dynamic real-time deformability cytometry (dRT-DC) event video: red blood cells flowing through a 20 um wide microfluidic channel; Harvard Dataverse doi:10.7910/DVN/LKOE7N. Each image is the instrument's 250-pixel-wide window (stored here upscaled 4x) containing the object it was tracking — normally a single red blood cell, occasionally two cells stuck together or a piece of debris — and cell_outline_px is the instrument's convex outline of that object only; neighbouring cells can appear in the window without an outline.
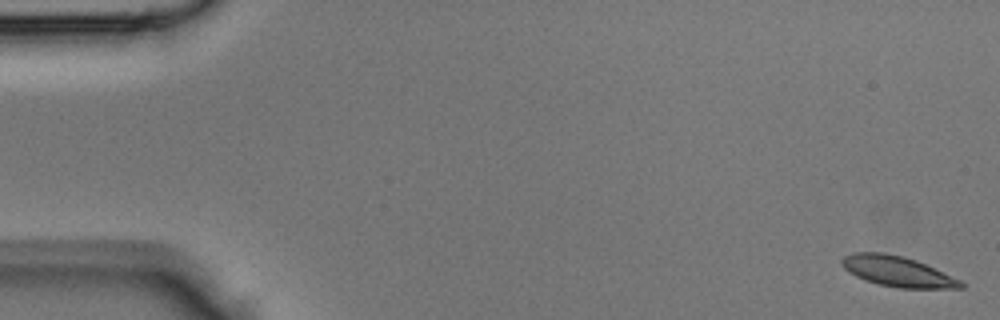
{"species": "Egyptian fruit bat (a non-hibernating species)", "species_latin": "Rousettus aegyptiacus", "temperature_condition": "room temperature", "stored_images_in_passage": 44, "camera_frame_rate_fps": 3000, "um_per_image_px": 0.085, "animal": {"sex": "male"}, "frame": {"image": 1, "passage_image": 1, "time_ms": 0.0, "image_size_px": [1000, 320], "cell_outline_px": [[964, 288], [900, 288], [880, 284], [856, 276], [844, 268], [840, 264], [840, 260], [844, 256], [852, 252], [884, 252], [904, 256], [916, 260], [960, 280], [964, 284]], "centroid_in_image_um": [76.25, 23.05], "position_along_channel_um": 8.7, "area_um2": 20.87}}
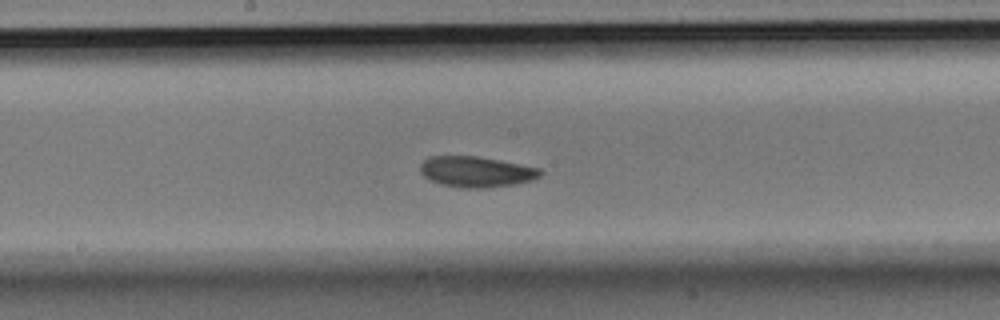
{"frame": {"image": 2, "passage_image": 23, "time_ms": 7.333, "image_size_px": [1000, 320], "cell_outline_px": [[544, 172], [540, 176], [532, 180], [512, 184], [484, 188], [460, 188], [440, 184], [424, 176], [420, 172], [420, 164], [428, 156], [476, 156], [500, 160], [540, 168]], "centroid_in_image_um": [40.47, 14.59], "position_along_channel_um": 207.7, "area_um2": 21.5}}
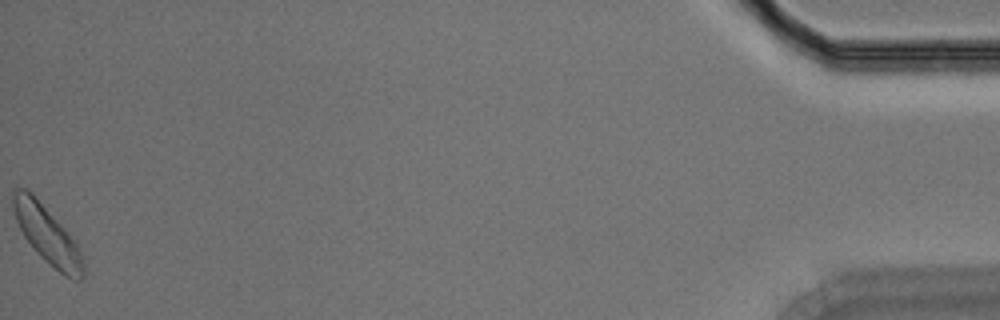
{"frame": {"image": 3, "passage_image": 44, "time_ms": 14.333, "image_size_px": [1000, 320], "cell_outline_px": [[84, 276], [80, 280], [72, 280], [60, 272], [44, 260], [36, 252], [24, 236], [16, 220], [12, 208], [12, 192], [16, 188], [24, 188], [32, 192], [36, 196], [64, 228], [76, 244], [80, 252], [84, 264]], "centroid_in_image_um": [3.99, 19.94], "position_along_channel_um": 431.2, "area_um2": 23.29}}